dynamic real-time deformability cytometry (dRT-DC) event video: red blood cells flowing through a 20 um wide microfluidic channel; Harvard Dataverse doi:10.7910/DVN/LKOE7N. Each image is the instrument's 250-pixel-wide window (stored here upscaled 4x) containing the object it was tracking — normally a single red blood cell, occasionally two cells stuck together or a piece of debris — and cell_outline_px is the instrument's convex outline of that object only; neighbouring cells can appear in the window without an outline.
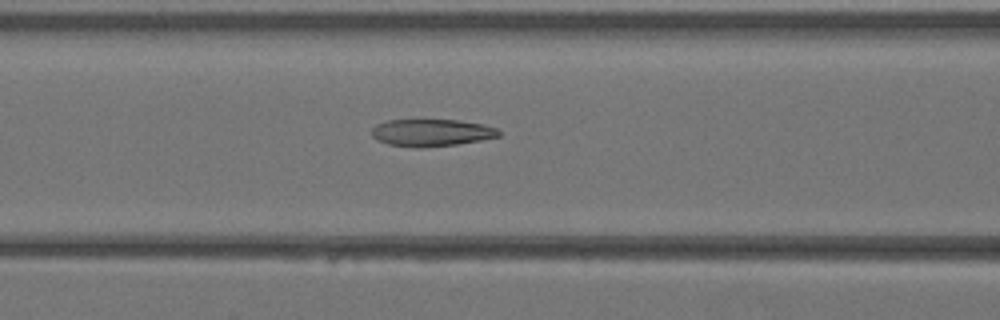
{"species": "Egyptian fruit bat (a non-hibernating species)", "species_latin": "Rousettus aegyptiacus", "temperature_condition": "warm", "stored_images_in_passage": 28, "camera_frame_rate_fps": 3000, "um_per_image_px": 0.085, "animal": {"sex": "female"}, "frame": {"image": 1, "passage_image": 10, "time_ms": 3.0, "image_size_px": [1000, 320], "cell_outline_px": [[500, 136], [480, 140], [456, 144], [424, 148], [416, 148], [388, 144], [376, 140], [372, 136], [372, 128], [376, 124], [388, 120], [456, 120], [484, 124], [496, 128], [500, 132]], "centroid_in_image_um": [36.65, 11.28], "position_along_channel_um": 130.0, "area_um2": 20.17}}
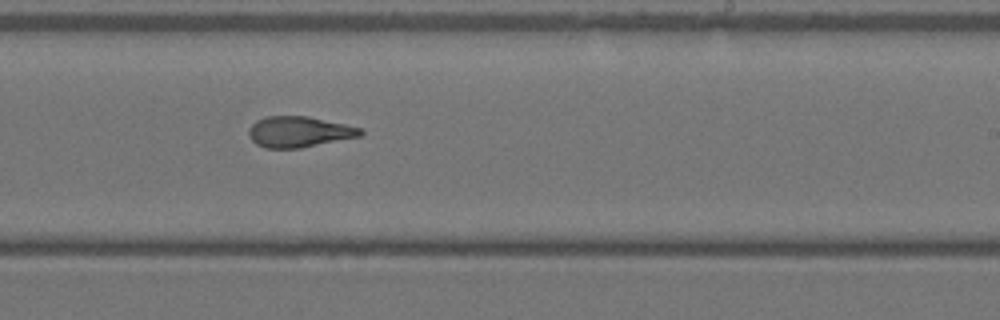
{"frame": {"image": 2, "passage_image": 18, "time_ms": 5.667, "image_size_px": [1000, 320], "cell_outline_px": [[364, 132], [360, 136], [300, 148], [264, 148], [256, 144], [248, 136], [248, 128], [256, 120], [268, 116], [308, 116], [344, 124], [360, 128]], "centroid_in_image_um": [25.37, 11.2], "position_along_channel_um": 263.6, "area_um2": 20.0}}
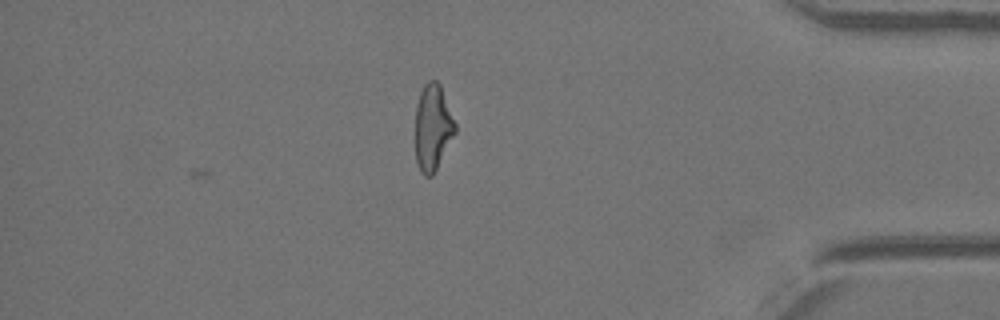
{"frame": {"image": 3, "passage_image": 28, "time_ms": 9.0, "image_size_px": [1000, 320], "cell_outline_px": [[456, 132], [432, 176], [424, 176], [420, 172], [416, 160], [416, 104], [420, 92], [424, 84], [428, 80], [436, 80], [440, 84], [456, 124]], "centroid_in_image_um": [36.78, 10.82], "position_along_channel_um": 398.4, "area_um2": 19.94}}